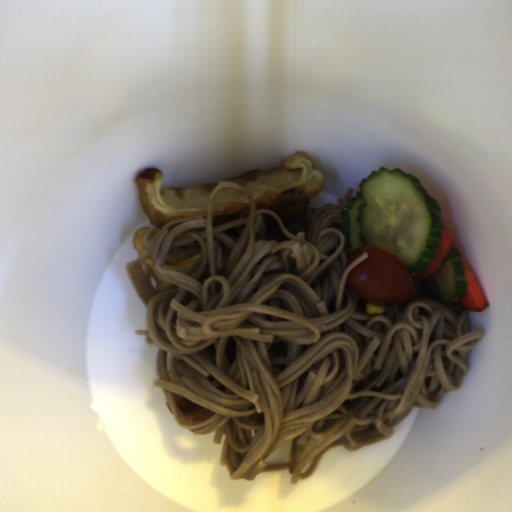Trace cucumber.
<instances>
[{
	"label": "cucumber",
	"instance_id": "1",
	"mask_svg": "<svg viewBox=\"0 0 512 512\" xmlns=\"http://www.w3.org/2000/svg\"><path fill=\"white\" fill-rule=\"evenodd\" d=\"M442 208L419 178L381 167L362 179L339 219L348 257L361 246L397 255L410 273L426 267L440 249Z\"/></svg>",
	"mask_w": 512,
	"mask_h": 512
},
{
	"label": "cucumber",
	"instance_id": "2",
	"mask_svg": "<svg viewBox=\"0 0 512 512\" xmlns=\"http://www.w3.org/2000/svg\"><path fill=\"white\" fill-rule=\"evenodd\" d=\"M465 275L461 252L459 248L451 245L449 254L439 271L430 278H416V280L422 293L450 308L465 296L468 287Z\"/></svg>",
	"mask_w": 512,
	"mask_h": 512
}]
</instances>
